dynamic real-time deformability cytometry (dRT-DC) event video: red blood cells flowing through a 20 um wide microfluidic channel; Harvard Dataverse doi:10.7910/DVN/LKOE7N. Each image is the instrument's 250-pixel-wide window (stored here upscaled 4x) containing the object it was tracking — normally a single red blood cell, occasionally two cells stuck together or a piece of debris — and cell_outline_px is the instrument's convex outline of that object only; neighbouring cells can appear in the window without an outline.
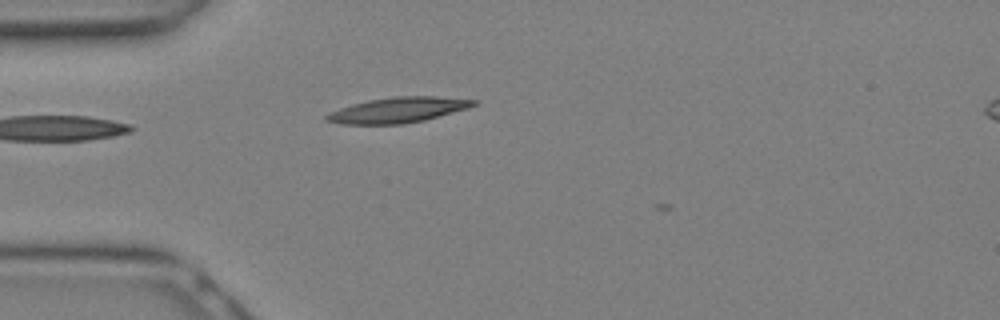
{"species": "Egyptian fruit bat (a non-hibernating species)", "species_latin": "Rousettus aegyptiacus", "temperature_condition": "warm", "stored_images_in_passage": 2, "camera_frame_rate_fps": 3000, "um_per_image_px": 0.085, "animal": {"sex": "female"}, "frame": {"image": 1, "passage_image": 1, "time_ms": 0.0, "image_size_px": [1000, 320], "cell_outline_px": [[480, 100], [476, 104], [468, 108], [424, 120], [400, 124], [344, 124], [328, 120], [324, 116], [340, 108], [352, 104], [368, 100], [392, 96], [436, 96]], "centroid_in_image_um": [33.88, 9.33], "position_along_channel_um": 51.1, "area_um2": 21.56}}